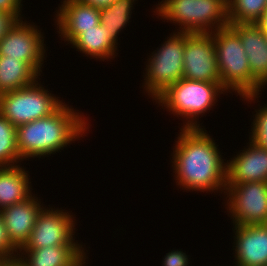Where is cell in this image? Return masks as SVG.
Masks as SVG:
<instances>
[{
    "instance_id": "1",
    "label": "cell",
    "mask_w": 267,
    "mask_h": 266,
    "mask_svg": "<svg viewBox=\"0 0 267 266\" xmlns=\"http://www.w3.org/2000/svg\"><path fill=\"white\" fill-rule=\"evenodd\" d=\"M177 136L170 161L176 186L186 192H217L224 195L226 159L222 158L216 140L205 127L180 128Z\"/></svg>"
},
{
    "instance_id": "2",
    "label": "cell",
    "mask_w": 267,
    "mask_h": 266,
    "mask_svg": "<svg viewBox=\"0 0 267 266\" xmlns=\"http://www.w3.org/2000/svg\"><path fill=\"white\" fill-rule=\"evenodd\" d=\"M88 119L84 113L64 103L48 117L16 127L20 158L23 161L31 158L43 159L61 152L73 141L82 140L90 133Z\"/></svg>"
},
{
    "instance_id": "3",
    "label": "cell",
    "mask_w": 267,
    "mask_h": 266,
    "mask_svg": "<svg viewBox=\"0 0 267 266\" xmlns=\"http://www.w3.org/2000/svg\"><path fill=\"white\" fill-rule=\"evenodd\" d=\"M221 85L244 100L255 104L265 89L252 75L246 52L238 34L228 25L213 32ZM257 99V100H256Z\"/></svg>"
},
{
    "instance_id": "4",
    "label": "cell",
    "mask_w": 267,
    "mask_h": 266,
    "mask_svg": "<svg viewBox=\"0 0 267 266\" xmlns=\"http://www.w3.org/2000/svg\"><path fill=\"white\" fill-rule=\"evenodd\" d=\"M227 92L221 83L182 78L164 91L155 104L178 118H184L181 128H202L199 115L205 116L208 110L210 112L219 101L217 98Z\"/></svg>"
},
{
    "instance_id": "5",
    "label": "cell",
    "mask_w": 267,
    "mask_h": 266,
    "mask_svg": "<svg viewBox=\"0 0 267 266\" xmlns=\"http://www.w3.org/2000/svg\"><path fill=\"white\" fill-rule=\"evenodd\" d=\"M154 8L158 19L177 25L176 32L213 33L229 25L227 0H162Z\"/></svg>"
},
{
    "instance_id": "6",
    "label": "cell",
    "mask_w": 267,
    "mask_h": 266,
    "mask_svg": "<svg viewBox=\"0 0 267 266\" xmlns=\"http://www.w3.org/2000/svg\"><path fill=\"white\" fill-rule=\"evenodd\" d=\"M173 33V34H172ZM157 50L152 51L143 72V92L156 100L175 82L183 78V55L187 32H172Z\"/></svg>"
},
{
    "instance_id": "7",
    "label": "cell",
    "mask_w": 267,
    "mask_h": 266,
    "mask_svg": "<svg viewBox=\"0 0 267 266\" xmlns=\"http://www.w3.org/2000/svg\"><path fill=\"white\" fill-rule=\"evenodd\" d=\"M34 83L0 94V114L15 127L52 115L65 102L41 84ZM40 82V83H39Z\"/></svg>"
},
{
    "instance_id": "8",
    "label": "cell",
    "mask_w": 267,
    "mask_h": 266,
    "mask_svg": "<svg viewBox=\"0 0 267 266\" xmlns=\"http://www.w3.org/2000/svg\"><path fill=\"white\" fill-rule=\"evenodd\" d=\"M227 196V197H225ZM227 215L233 225L264 224L267 219V182H246L225 187Z\"/></svg>"
},
{
    "instance_id": "9",
    "label": "cell",
    "mask_w": 267,
    "mask_h": 266,
    "mask_svg": "<svg viewBox=\"0 0 267 266\" xmlns=\"http://www.w3.org/2000/svg\"><path fill=\"white\" fill-rule=\"evenodd\" d=\"M48 206L49 208L45 206L39 213L30 237L21 249L83 246L75 240V215L65 209Z\"/></svg>"
},
{
    "instance_id": "10",
    "label": "cell",
    "mask_w": 267,
    "mask_h": 266,
    "mask_svg": "<svg viewBox=\"0 0 267 266\" xmlns=\"http://www.w3.org/2000/svg\"><path fill=\"white\" fill-rule=\"evenodd\" d=\"M32 23L18 20L0 40V55L26 62L41 77V69L47 57L45 36L42 29Z\"/></svg>"
},
{
    "instance_id": "11",
    "label": "cell",
    "mask_w": 267,
    "mask_h": 266,
    "mask_svg": "<svg viewBox=\"0 0 267 266\" xmlns=\"http://www.w3.org/2000/svg\"><path fill=\"white\" fill-rule=\"evenodd\" d=\"M183 78L221 83L213 33H187Z\"/></svg>"
},
{
    "instance_id": "12",
    "label": "cell",
    "mask_w": 267,
    "mask_h": 266,
    "mask_svg": "<svg viewBox=\"0 0 267 266\" xmlns=\"http://www.w3.org/2000/svg\"><path fill=\"white\" fill-rule=\"evenodd\" d=\"M246 144L243 150L226 161V187L246 182H267V149L250 138Z\"/></svg>"
},
{
    "instance_id": "13",
    "label": "cell",
    "mask_w": 267,
    "mask_h": 266,
    "mask_svg": "<svg viewBox=\"0 0 267 266\" xmlns=\"http://www.w3.org/2000/svg\"><path fill=\"white\" fill-rule=\"evenodd\" d=\"M233 266H267V228L264 224L233 225Z\"/></svg>"
},
{
    "instance_id": "14",
    "label": "cell",
    "mask_w": 267,
    "mask_h": 266,
    "mask_svg": "<svg viewBox=\"0 0 267 266\" xmlns=\"http://www.w3.org/2000/svg\"><path fill=\"white\" fill-rule=\"evenodd\" d=\"M55 12V29L70 44L83 30L100 23V9L78 0H62ZM56 18V19H55Z\"/></svg>"
},
{
    "instance_id": "15",
    "label": "cell",
    "mask_w": 267,
    "mask_h": 266,
    "mask_svg": "<svg viewBox=\"0 0 267 266\" xmlns=\"http://www.w3.org/2000/svg\"><path fill=\"white\" fill-rule=\"evenodd\" d=\"M40 198L32 194L28 199L0 210L10 241L21 249L28 241L39 213L44 208Z\"/></svg>"
},
{
    "instance_id": "16",
    "label": "cell",
    "mask_w": 267,
    "mask_h": 266,
    "mask_svg": "<svg viewBox=\"0 0 267 266\" xmlns=\"http://www.w3.org/2000/svg\"><path fill=\"white\" fill-rule=\"evenodd\" d=\"M238 34L247 55L251 75L267 86V35L259 23H229Z\"/></svg>"
},
{
    "instance_id": "17",
    "label": "cell",
    "mask_w": 267,
    "mask_h": 266,
    "mask_svg": "<svg viewBox=\"0 0 267 266\" xmlns=\"http://www.w3.org/2000/svg\"><path fill=\"white\" fill-rule=\"evenodd\" d=\"M85 250V244L84 246L19 249L17 260L22 266H88L87 254L89 253Z\"/></svg>"
},
{
    "instance_id": "18",
    "label": "cell",
    "mask_w": 267,
    "mask_h": 266,
    "mask_svg": "<svg viewBox=\"0 0 267 266\" xmlns=\"http://www.w3.org/2000/svg\"><path fill=\"white\" fill-rule=\"evenodd\" d=\"M118 44L109 34L106 27L99 23L93 28L83 30L71 43L72 48L82 52L90 59L107 62L117 56ZM109 59V60H108Z\"/></svg>"
},
{
    "instance_id": "19",
    "label": "cell",
    "mask_w": 267,
    "mask_h": 266,
    "mask_svg": "<svg viewBox=\"0 0 267 266\" xmlns=\"http://www.w3.org/2000/svg\"><path fill=\"white\" fill-rule=\"evenodd\" d=\"M21 165L0 167V210L22 202L33 194L30 172Z\"/></svg>"
},
{
    "instance_id": "20",
    "label": "cell",
    "mask_w": 267,
    "mask_h": 266,
    "mask_svg": "<svg viewBox=\"0 0 267 266\" xmlns=\"http://www.w3.org/2000/svg\"><path fill=\"white\" fill-rule=\"evenodd\" d=\"M39 78L26 62L0 55V94L26 87Z\"/></svg>"
},
{
    "instance_id": "21",
    "label": "cell",
    "mask_w": 267,
    "mask_h": 266,
    "mask_svg": "<svg viewBox=\"0 0 267 266\" xmlns=\"http://www.w3.org/2000/svg\"><path fill=\"white\" fill-rule=\"evenodd\" d=\"M137 0H116L111 5L100 9V23L108 30L118 43L119 33L123 31L131 19L134 4Z\"/></svg>"
},
{
    "instance_id": "22",
    "label": "cell",
    "mask_w": 267,
    "mask_h": 266,
    "mask_svg": "<svg viewBox=\"0 0 267 266\" xmlns=\"http://www.w3.org/2000/svg\"><path fill=\"white\" fill-rule=\"evenodd\" d=\"M229 23H260L267 12V0H227Z\"/></svg>"
},
{
    "instance_id": "23",
    "label": "cell",
    "mask_w": 267,
    "mask_h": 266,
    "mask_svg": "<svg viewBox=\"0 0 267 266\" xmlns=\"http://www.w3.org/2000/svg\"><path fill=\"white\" fill-rule=\"evenodd\" d=\"M23 163L17 148L16 127L0 114V167Z\"/></svg>"
},
{
    "instance_id": "24",
    "label": "cell",
    "mask_w": 267,
    "mask_h": 266,
    "mask_svg": "<svg viewBox=\"0 0 267 266\" xmlns=\"http://www.w3.org/2000/svg\"><path fill=\"white\" fill-rule=\"evenodd\" d=\"M265 105V106H264ZM253 112L249 138L259 146L267 149V103Z\"/></svg>"
},
{
    "instance_id": "25",
    "label": "cell",
    "mask_w": 267,
    "mask_h": 266,
    "mask_svg": "<svg viewBox=\"0 0 267 266\" xmlns=\"http://www.w3.org/2000/svg\"><path fill=\"white\" fill-rule=\"evenodd\" d=\"M19 249L10 241L0 212V261L17 259Z\"/></svg>"
},
{
    "instance_id": "26",
    "label": "cell",
    "mask_w": 267,
    "mask_h": 266,
    "mask_svg": "<svg viewBox=\"0 0 267 266\" xmlns=\"http://www.w3.org/2000/svg\"><path fill=\"white\" fill-rule=\"evenodd\" d=\"M179 250H172L163 257L162 266H189L190 260L189 255Z\"/></svg>"
},
{
    "instance_id": "27",
    "label": "cell",
    "mask_w": 267,
    "mask_h": 266,
    "mask_svg": "<svg viewBox=\"0 0 267 266\" xmlns=\"http://www.w3.org/2000/svg\"><path fill=\"white\" fill-rule=\"evenodd\" d=\"M23 0H0V11L12 13L18 20L24 19L22 16Z\"/></svg>"
},
{
    "instance_id": "28",
    "label": "cell",
    "mask_w": 267,
    "mask_h": 266,
    "mask_svg": "<svg viewBox=\"0 0 267 266\" xmlns=\"http://www.w3.org/2000/svg\"><path fill=\"white\" fill-rule=\"evenodd\" d=\"M16 22H18V19L12 13L0 11V40L9 32Z\"/></svg>"
},
{
    "instance_id": "29",
    "label": "cell",
    "mask_w": 267,
    "mask_h": 266,
    "mask_svg": "<svg viewBox=\"0 0 267 266\" xmlns=\"http://www.w3.org/2000/svg\"><path fill=\"white\" fill-rule=\"evenodd\" d=\"M78 1L101 9L108 7L116 0H78Z\"/></svg>"
},
{
    "instance_id": "30",
    "label": "cell",
    "mask_w": 267,
    "mask_h": 266,
    "mask_svg": "<svg viewBox=\"0 0 267 266\" xmlns=\"http://www.w3.org/2000/svg\"><path fill=\"white\" fill-rule=\"evenodd\" d=\"M0 266H22V264L17 260H10V261H0Z\"/></svg>"
},
{
    "instance_id": "31",
    "label": "cell",
    "mask_w": 267,
    "mask_h": 266,
    "mask_svg": "<svg viewBox=\"0 0 267 266\" xmlns=\"http://www.w3.org/2000/svg\"><path fill=\"white\" fill-rule=\"evenodd\" d=\"M259 24L263 27L265 33L267 34V12L263 20Z\"/></svg>"
},
{
    "instance_id": "32",
    "label": "cell",
    "mask_w": 267,
    "mask_h": 266,
    "mask_svg": "<svg viewBox=\"0 0 267 266\" xmlns=\"http://www.w3.org/2000/svg\"><path fill=\"white\" fill-rule=\"evenodd\" d=\"M264 226L267 228V219H266V222L264 223Z\"/></svg>"
}]
</instances>
